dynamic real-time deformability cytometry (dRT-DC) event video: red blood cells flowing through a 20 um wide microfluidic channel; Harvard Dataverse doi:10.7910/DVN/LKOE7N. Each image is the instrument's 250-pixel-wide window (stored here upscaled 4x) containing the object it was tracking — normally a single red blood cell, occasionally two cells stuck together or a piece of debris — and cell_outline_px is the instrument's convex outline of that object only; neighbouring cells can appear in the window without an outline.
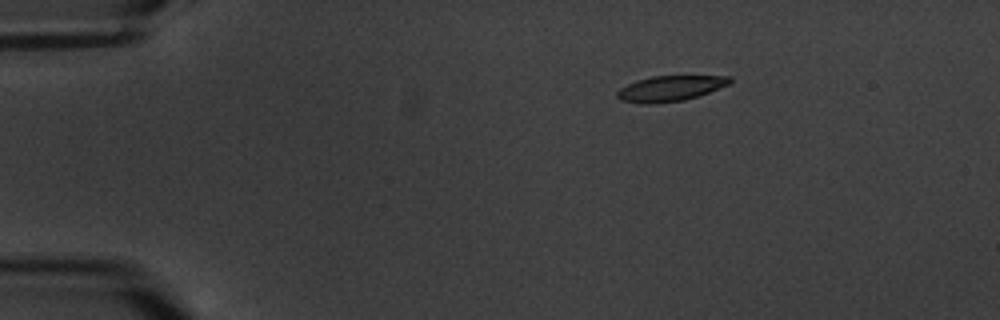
{"species": "common noctule bat (a hibernating species)", "species_latin": "Nyctalus noctula", "temperature_condition": "warm", "stored_images_in_passage": 10, "camera_frame_rate_fps": 3000, "um_per_image_px": 0.085, "animal": {"sex": "male", "body_mass_g": 20.1, "forearm_length_mm": 53.5}, "frame": {"image": 1, "passage_image": 4, "time_ms": 3.333, "image_size_px": [1000, 320], "cell_outline_px": [[732, 80], [728, 84], [708, 92], [684, 100], [652, 104], [640, 104], [620, 100], [616, 96], [616, 92], [620, 88], [636, 80], [652, 76], [732, 76]], "centroid_in_image_um": [56.91, 7.52], "position_along_channel_um": 28.1, "area_um2": 16.65}}
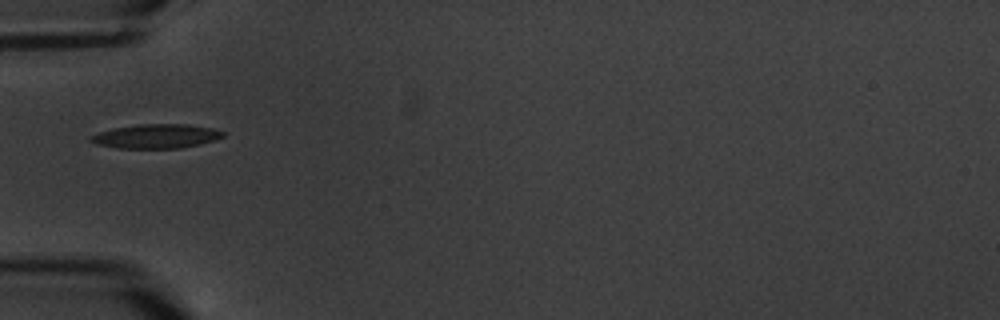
{"frame": {"image": 2, "passage_image": 7, "time_ms": 6.667, "image_size_px": [1000, 320], "cell_outline_px": [[224, 136], [212, 140], [180, 148], [116, 148], [96, 144], [88, 140], [88, 136], [112, 128], [140, 124], [188, 124], [212, 128], [224, 132]], "centroid_in_image_um": [13.2, 11.57], "position_along_channel_um": 71.8, "area_um2": 18.5}}
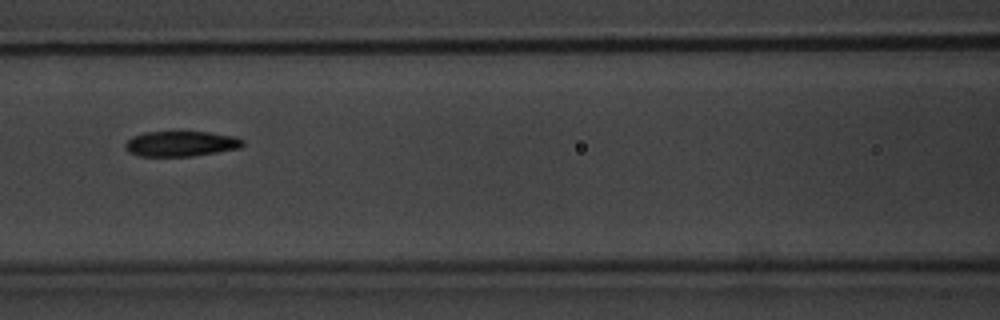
{"frame": {"image": 3, "passage_image": 9, "time_ms": 9.0, "image_size_px": [1000, 320], "cell_outline_px": [[244, 144], [240, 148], [192, 156], [140, 156], [128, 152], [124, 148], [124, 144], [132, 136], [144, 132], [208, 132], [236, 136], [244, 140]], "centroid_in_image_um": [15.37, 12.21], "position_along_channel_um": 151.2, "area_um2": 17.4}}